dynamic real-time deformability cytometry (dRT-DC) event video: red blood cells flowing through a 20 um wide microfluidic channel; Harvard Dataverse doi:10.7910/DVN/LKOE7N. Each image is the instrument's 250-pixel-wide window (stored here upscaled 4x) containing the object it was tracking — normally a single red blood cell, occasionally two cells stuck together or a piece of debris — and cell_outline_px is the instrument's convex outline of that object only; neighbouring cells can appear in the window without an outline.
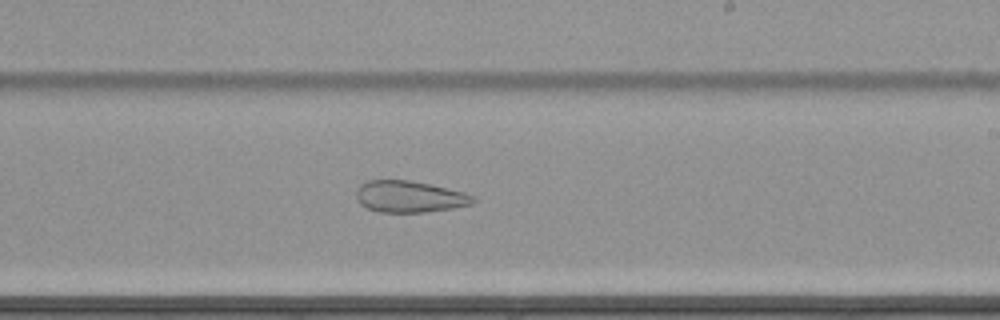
{"species": "common noctule bat (a hibernating species)", "species_latin": "Nyctalus noctula", "temperature_condition": "cold", "stored_images_in_passage": 55, "camera_frame_rate_fps": 3000, "um_per_image_px": 0.085, "animal": {"sex": "female", "body_mass_g": 22.7, "forearm_length_mm": 54.2}, "frame": {"image": 1, "passage_image": 32, "time_ms": 10.333, "image_size_px": [1000, 320], "cell_outline_px": [[476, 200], [472, 204], [452, 208], [424, 212], [380, 212], [368, 208], [360, 204], [356, 200], [356, 192], [360, 184], [368, 180], [408, 180], [428, 184], [464, 192], [476, 196]], "centroid_in_image_um": [34.8, 16.71], "position_along_channel_um": 254.2, "area_um2": 21.44}}
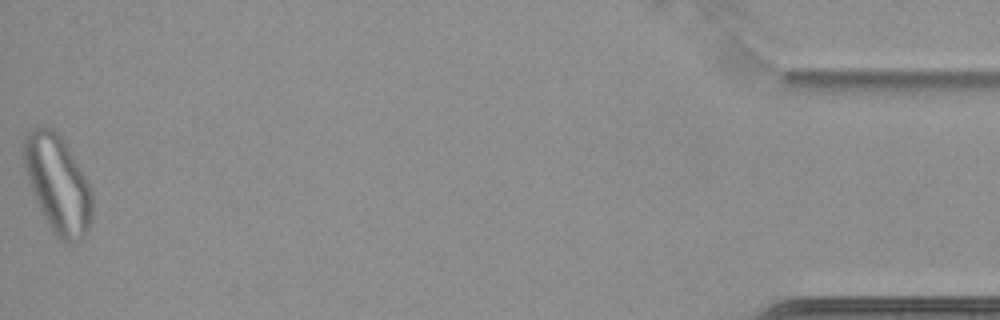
{"frame": {"image": 2, "passage_image": 55, "time_ms": 18.0, "image_size_px": [1000, 320], "cell_outline_px": [[92, 216], [88, 228], [80, 240], [72, 244], [68, 244], [60, 240], [56, 236], [48, 224], [36, 200], [24, 164], [24, 136], [32, 128], [56, 128], [64, 140], [80, 168], [92, 192]], "centroid_in_image_um": [4.93, 15.65], "position_along_channel_um": 430.3, "area_um2": 38.32}}